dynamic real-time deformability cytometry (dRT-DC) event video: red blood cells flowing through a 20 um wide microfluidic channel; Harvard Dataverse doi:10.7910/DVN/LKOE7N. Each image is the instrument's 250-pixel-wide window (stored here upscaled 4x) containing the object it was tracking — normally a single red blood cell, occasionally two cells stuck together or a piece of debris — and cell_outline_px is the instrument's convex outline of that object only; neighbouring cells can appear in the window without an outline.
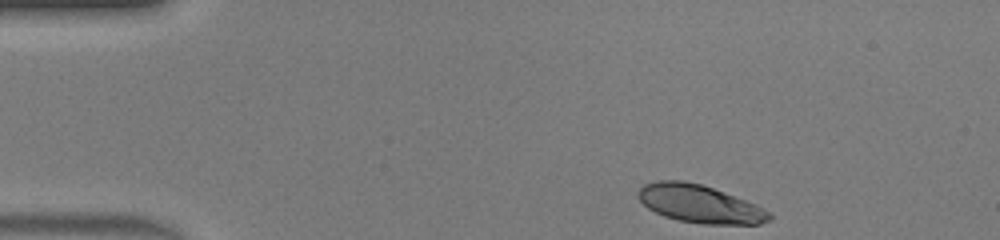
{"species": "human", "species_latin": "Homo sapiens", "temperature_condition": "warm", "stored_images_in_passage": 40, "camera_frame_rate_fps": 3000, "um_per_image_px": 0.085, "donor": {"sex": "male"}, "frame": {"image": 1, "passage_image": 1, "time_ms": 0.0, "image_size_px": [1000, 240], "cell_outline_px": [[772, 220], [760, 224], [704, 224], [680, 220], [664, 216], [648, 208], [636, 196], [636, 192], [644, 184], [656, 180], [684, 180], [700, 184], [712, 188], [756, 204], [768, 212], [772, 216]], "centroid_in_image_um": [59.45, 17.32], "position_along_channel_um": 25.6, "area_um2": 28.84}}
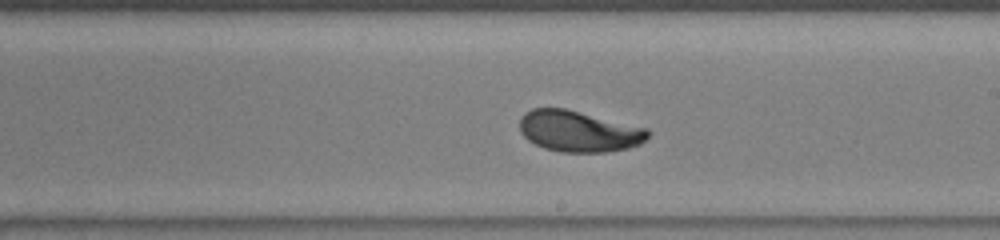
{"frame": {"image": 2, "passage_image": 21, "time_ms": 6.667, "image_size_px": [1000, 240], "cell_outline_px": [[648, 136], [640, 144], [628, 148], [604, 152], [560, 152], [544, 148], [528, 140], [520, 132], [520, 116], [524, 112], [532, 108], [564, 108], [648, 128]], "centroid_in_image_um": [49.16, 11.15], "position_along_channel_um": 239.8, "area_um2": 30.69}}
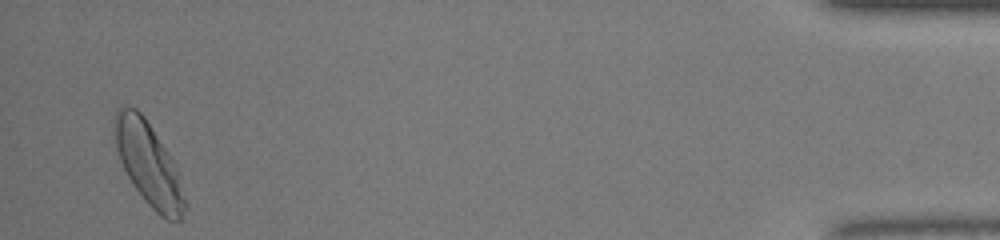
{"frame": {"image": 3, "passage_image": 39, "time_ms": 12.667, "image_size_px": [1000, 240], "cell_outline_px": [[188, 208], [180, 220], [164, 220], [148, 204], [132, 184], [120, 160], [116, 148], [112, 128], [112, 120], [116, 108], [136, 108], [144, 116], [176, 164], [188, 204]], "centroid_in_image_um": [12.64, 13.95], "position_along_channel_um": 422.6, "area_um2": 34.39}, "authors_computed_cell_mechanics": {"area_um2": 30.8074, "velocity_mm_per_s": 4.4066, "shape_relaxation_time_tau1_ms": 2.7452, "shape_relaxation_time_tau2_ms": 0.6444, "deformation_change_tau1": 0.1696, "deformation_change_tau2": 0.0598}}